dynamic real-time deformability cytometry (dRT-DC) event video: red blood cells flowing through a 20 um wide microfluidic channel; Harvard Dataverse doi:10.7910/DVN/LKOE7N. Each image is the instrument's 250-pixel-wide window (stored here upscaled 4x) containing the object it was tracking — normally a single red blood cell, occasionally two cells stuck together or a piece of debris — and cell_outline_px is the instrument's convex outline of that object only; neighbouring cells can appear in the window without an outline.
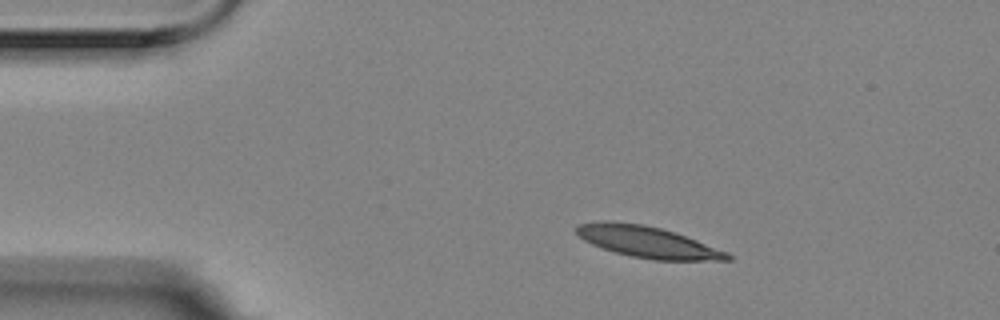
{"species": "Egyptian fruit bat (a non-hibernating species)", "species_latin": "Rousettus aegyptiacus", "temperature_condition": "room temperature", "stored_images_in_passage": 5, "camera_frame_rate_fps": 3000, "um_per_image_px": 0.085, "animal": {"sex": "female"}, "frame": {"image": 1, "passage_image": 2, "time_ms": 0.333, "image_size_px": [1000, 320], "cell_outline_px": [[732, 260], [652, 260], [632, 256], [616, 252], [592, 244], [584, 240], [576, 232], [576, 224], [604, 220], [608, 220], [644, 224], [660, 228], [696, 240], [728, 252], [732, 256]], "centroid_in_image_um": [55.02, 20.56], "position_along_channel_um": 30.0, "area_um2": 27.34}}
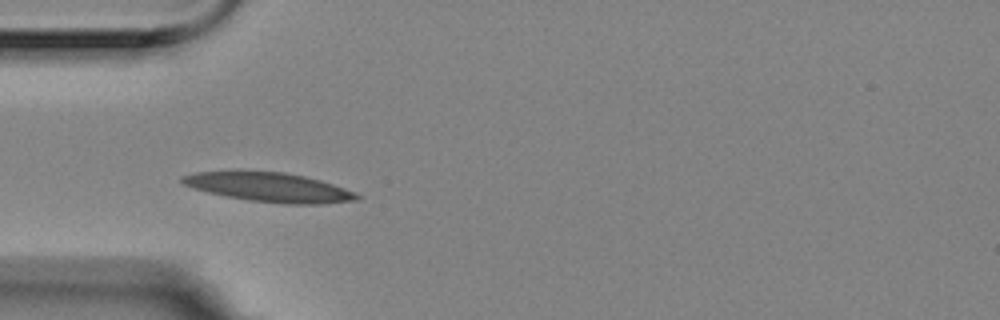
{"frame": {"image": 2, "passage_image": 4, "time_ms": 1.0, "image_size_px": [1000, 320], "cell_outline_px": [[360, 200], [320, 204], [284, 204], [248, 200], [208, 192], [192, 188], [184, 184], [180, 180], [180, 176], [196, 172], [284, 172], [304, 176], [320, 180], [356, 192], [360, 196]], "centroid_in_image_um": [22.92, 15.93], "position_along_channel_um": 62.1, "area_um2": 29.42}}
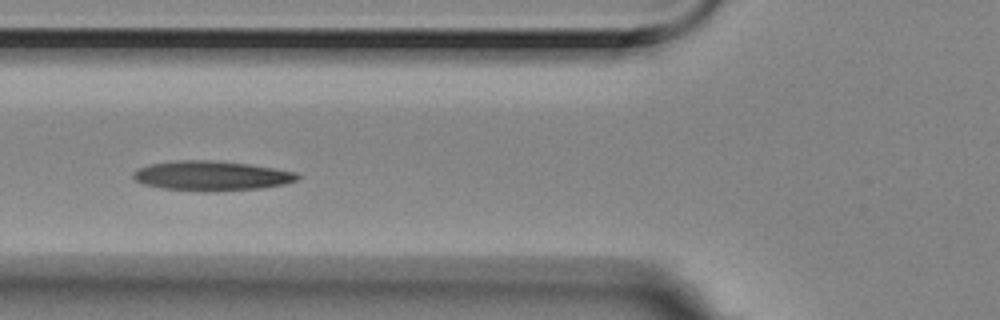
{"frame": {"image": 3, "passage_image": 5, "time_ms": 1.333, "image_size_px": [1000, 320], "cell_outline_px": [[300, 176], [296, 180], [284, 184], [260, 188], [160, 188], [144, 184], [136, 180], [132, 176], [132, 172], [148, 164], [172, 160], [212, 160], [248, 164], [296, 172]], "centroid_in_image_um": [17.93, 14.88], "position_along_channel_um": 107.9, "area_um2": 26.99}}